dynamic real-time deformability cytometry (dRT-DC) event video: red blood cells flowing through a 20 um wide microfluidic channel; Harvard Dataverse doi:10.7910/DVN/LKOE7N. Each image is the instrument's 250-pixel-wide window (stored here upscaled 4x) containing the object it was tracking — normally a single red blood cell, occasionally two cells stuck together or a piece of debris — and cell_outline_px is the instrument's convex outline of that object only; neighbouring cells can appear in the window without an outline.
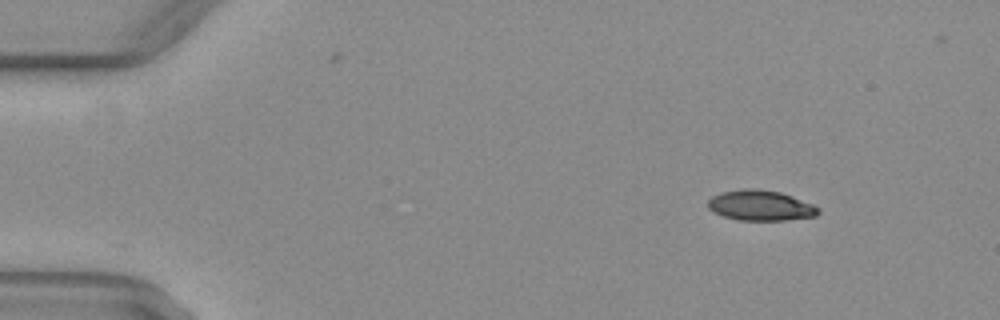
{"species": "common noctule bat (a hibernating species)", "species_latin": "Nyctalus noctula", "temperature_condition": "warm", "stored_images_in_passage": 8, "camera_frame_rate_fps": 3000, "um_per_image_px": 0.085, "animal": {"sex": "female", "body_mass_g": 29.2, "forearm_length_mm": 56.3}, "frame": {"image": 1, "passage_image": 1, "time_ms": 0.0, "image_size_px": [1000, 320], "cell_outline_px": [[820, 212], [816, 216], [784, 220], [736, 220], [712, 212], [708, 208], [708, 200], [712, 196], [720, 192], [744, 188], [756, 188], [780, 192], [792, 196], [812, 204], [820, 208]], "centroid_in_image_um": [64.62, 17.46], "position_along_channel_um": 20.4, "area_um2": 19.65}}